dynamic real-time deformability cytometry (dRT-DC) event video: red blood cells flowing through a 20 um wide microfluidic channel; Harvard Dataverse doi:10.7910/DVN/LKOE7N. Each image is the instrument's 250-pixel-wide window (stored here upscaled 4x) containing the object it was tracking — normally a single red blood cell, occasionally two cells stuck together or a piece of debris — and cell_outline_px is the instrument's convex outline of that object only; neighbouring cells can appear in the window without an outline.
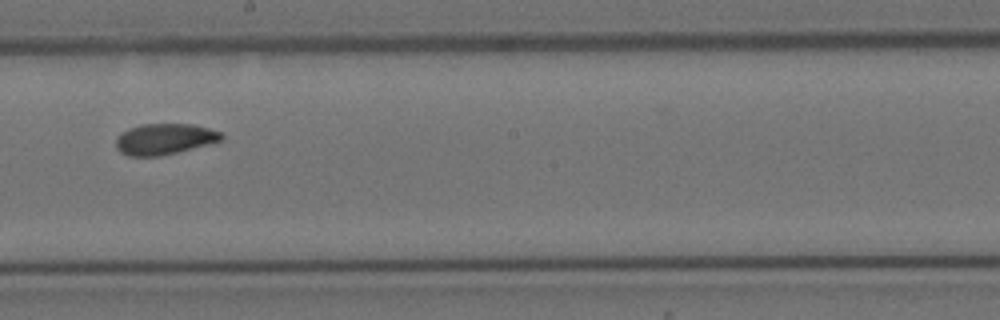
{"species": "Egyptian fruit bat (a non-hibernating species)", "species_latin": "Rousettus aegyptiacus", "temperature_condition": "cold", "stored_images_in_passage": 15, "camera_frame_rate_fps": 3000, "um_per_image_px": 0.085, "animal": {"sex": "female"}, "frame": {"image": 1, "passage_image": 7, "time_ms": 8.0, "image_size_px": [1000, 320], "cell_outline_px": [[224, 136], [220, 140], [176, 152], [156, 156], [128, 156], [120, 152], [116, 148], [116, 136], [120, 132], [128, 128], [140, 124], [192, 124], [208, 128], [220, 132]], "centroid_in_image_um": [13.89, 11.8], "position_along_channel_um": 234.3, "area_um2": 18.84}}
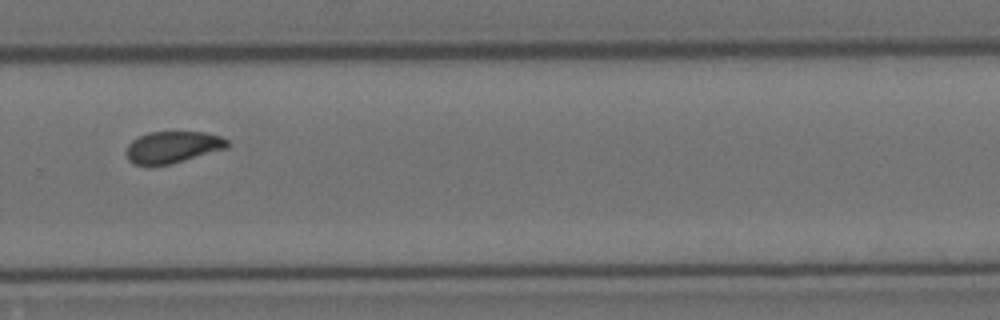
{"frame": {"image": 2, "passage_image": 9, "time_ms": 10.333, "image_size_px": [1000, 320], "cell_outline_px": [[228, 148], [184, 160], [168, 164], [148, 168], [132, 164], [128, 160], [124, 152], [128, 144], [132, 140], [148, 132], [204, 132], [220, 136], [228, 140]], "centroid_in_image_um": [14.6, 12.53], "position_along_channel_um": 315.2, "area_um2": 19.07}, "authors_computed_cell_mechanics": {"area_um2": 19.2474, "velocity_mm_per_s": 3.4622, "shape_relaxation_time_tau1_ms": null, "shape_relaxation_time_tau2_ms": 1.9439, "deformation_change_tau1": null, "deformation_change_tau2": 0.0478}}